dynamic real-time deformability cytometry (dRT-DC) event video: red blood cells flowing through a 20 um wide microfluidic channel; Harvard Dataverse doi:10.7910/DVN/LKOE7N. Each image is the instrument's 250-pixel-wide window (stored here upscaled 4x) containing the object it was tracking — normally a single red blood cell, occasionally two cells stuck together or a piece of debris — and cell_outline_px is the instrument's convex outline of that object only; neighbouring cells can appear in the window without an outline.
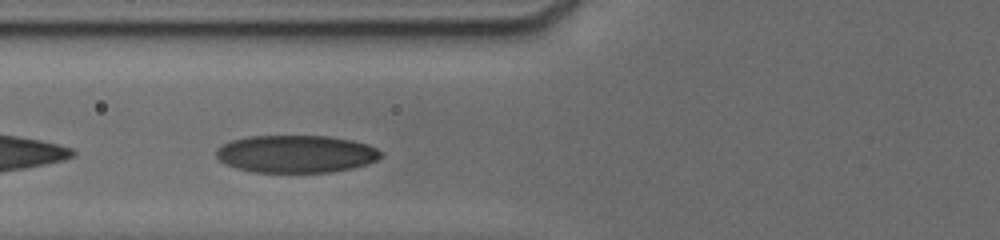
{"species": "human", "species_latin": "Homo sapiens", "temperature_condition": "cold", "stored_images_in_passage": 24, "camera_frame_rate_fps": 3000, "um_per_image_px": 0.085, "donor": {"sex": "male"}, "frame": {"image": 1, "passage_image": 4, "time_ms": 1.0, "image_size_px": [1000, 240], "cell_outline_px": [[380, 156], [376, 160], [368, 164], [352, 168], [332, 172], [252, 172], [236, 168], [220, 160], [216, 156], [216, 148], [232, 140], [248, 136], [328, 136], [352, 140], [368, 144], [376, 148], [380, 152]], "centroid_in_image_um": [25.16, 13.08], "position_along_channel_um": 100.6, "area_um2": 35.95}}
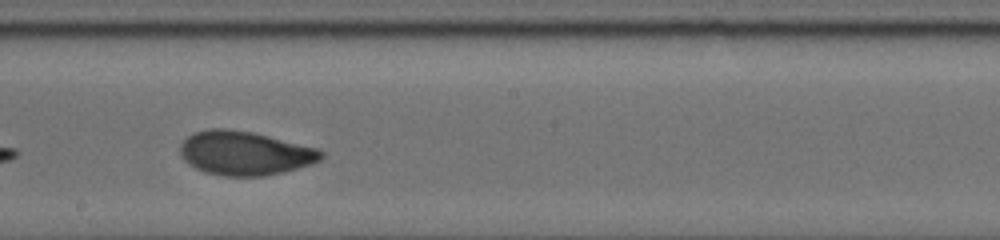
{"frame": {"image": 2, "passage_image": 15, "time_ms": 4.333, "image_size_px": [1000, 240], "cell_outline_px": [[324, 156], [320, 160], [312, 164], [284, 172], [264, 176], [224, 176], [204, 172], [188, 164], [180, 156], [180, 144], [188, 136], [196, 132], [208, 128], [224, 128], [252, 132], [320, 148], [324, 152]], "centroid_in_image_um": [20.83, 13.02], "position_along_channel_um": 227.4, "area_um2": 36.41}}
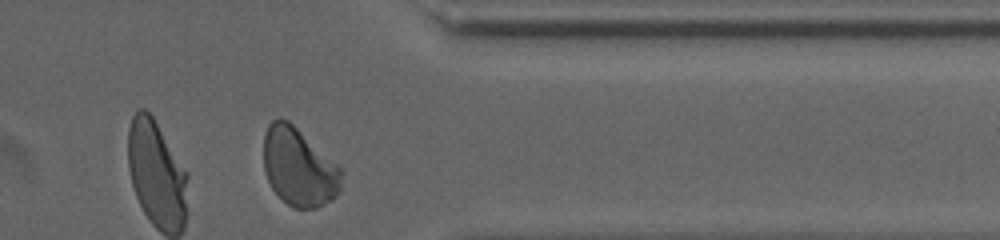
{"frame": {"image": 3, "passage_image": 24, "time_ms": 8.667, "image_size_px": [1000, 240], "cell_outline_px": [[344, 172], [340, 192], [332, 200], [316, 208], [292, 208], [272, 188], [264, 172], [264, 136], [268, 124], [272, 120], [288, 120], [336, 164]], "centroid_in_image_um": [25.42, 14.24], "position_along_channel_um": 386.0, "area_um2": 35.14}, "authors_computed_cell_mechanics": {"area_um2": 35.7493, "velocity_mm_per_s": 3.8014, "shape_relaxation_time_tau1_ms": 3.884, "shape_relaxation_time_tau2_ms": 1.4557, "deformation_change_tau1": 0.1456, "deformation_change_tau2": 0.0576}}